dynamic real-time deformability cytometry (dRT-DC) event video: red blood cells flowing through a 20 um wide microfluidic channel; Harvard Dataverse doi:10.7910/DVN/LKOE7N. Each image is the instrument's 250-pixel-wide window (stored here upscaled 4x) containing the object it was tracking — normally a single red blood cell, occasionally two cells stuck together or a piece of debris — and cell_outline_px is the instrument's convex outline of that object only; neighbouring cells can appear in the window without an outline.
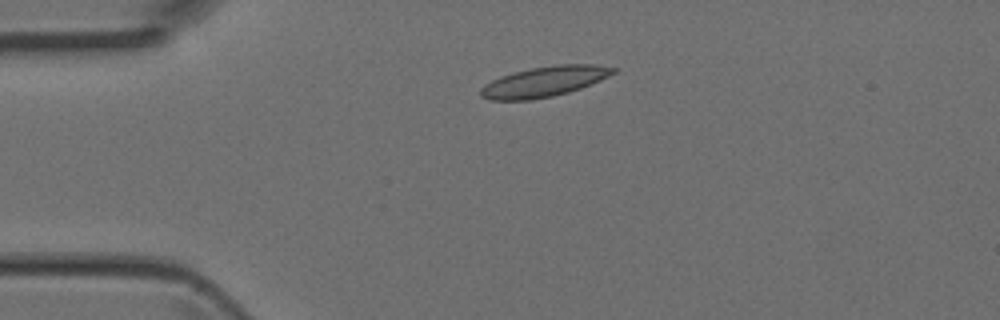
{"species": "Egyptian fruit bat (a non-hibernating species)", "species_latin": "Rousettus aegyptiacus", "temperature_condition": "room temperature", "stored_images_in_passage": 4, "camera_frame_rate_fps": 3000, "um_per_image_px": 0.085, "animal": {"sex": "female"}, "frame": {"image": 1, "passage_image": 1, "time_ms": 0.0, "image_size_px": [1000, 320], "cell_outline_px": [[616, 72], [608, 76], [580, 88], [568, 92], [552, 96], [528, 100], [488, 100], [480, 96], [480, 88], [484, 84], [500, 76], [512, 72], [532, 68], [556, 64], [592, 64], [616, 68]], "centroid_in_image_um": [46.2, 6.93], "position_along_channel_um": 38.8, "area_um2": 23.29}}
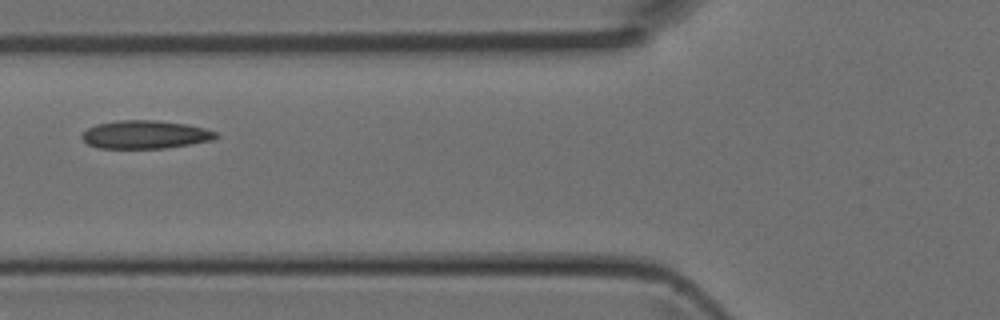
{"frame": {"image": 2, "passage_image": 3, "time_ms": 0.667, "image_size_px": [1000, 320], "cell_outline_px": [[220, 136], [212, 140], [164, 148], [100, 148], [88, 144], [80, 136], [88, 128], [96, 124], [116, 120], [156, 120], [188, 124], [204, 128], [216, 132]], "centroid_in_image_um": [12.34, 11.43], "position_along_channel_um": 113.5, "area_um2": 21.96}}
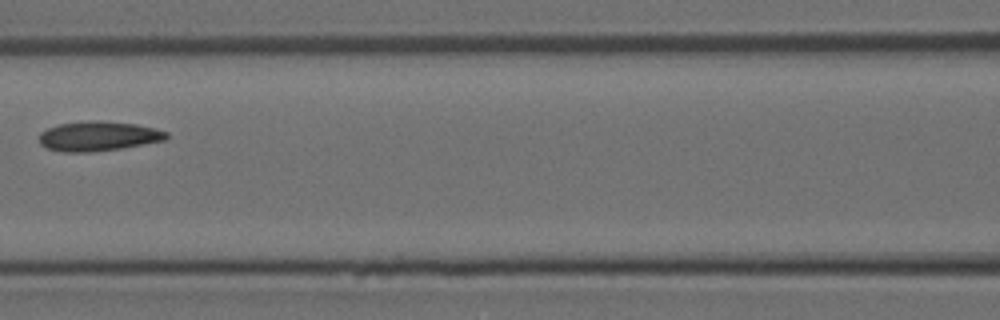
{"frame": {"image": 3, "passage_image": 4, "time_ms": 1.0, "image_size_px": [1000, 320], "cell_outline_px": [[168, 140], [120, 148], [92, 152], [64, 152], [48, 148], [40, 144], [40, 132], [48, 128], [60, 124], [92, 120], [100, 120], [136, 124], [156, 128], [168, 132]], "centroid_in_image_um": [8.4, 11.57], "position_along_channel_um": 158.2, "area_um2": 22.02}}